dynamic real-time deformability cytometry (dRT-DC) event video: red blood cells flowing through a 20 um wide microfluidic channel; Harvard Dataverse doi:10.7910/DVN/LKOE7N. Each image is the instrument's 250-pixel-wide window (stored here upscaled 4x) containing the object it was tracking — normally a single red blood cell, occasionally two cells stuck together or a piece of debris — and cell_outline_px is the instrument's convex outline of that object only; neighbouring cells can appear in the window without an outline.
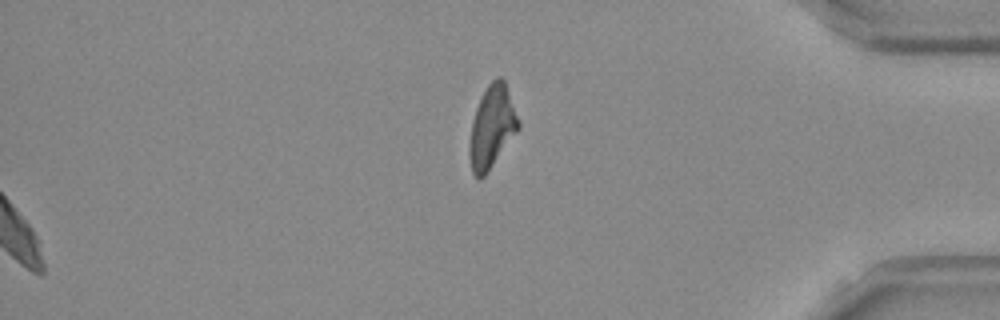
{"species": "Egyptian fruit bat (a non-hibernating species)", "species_latin": "Rousettus aegyptiacus", "temperature_condition": "room temperature", "stored_images_in_passage": 53, "segment_of_instrument_passage": [2, 2], "camera_frame_rate_fps": 3000, "um_per_image_px": 0.085, "frame": {"image": 1, "passage_image": 53, "time_ms": 17.333, "image_size_px": [1000, 320], "cell_outline_px": [[520, 128], [484, 176], [480, 180], [472, 172], [468, 156], [468, 148], [472, 120], [480, 96], [488, 84], [496, 76], [500, 76], [504, 80], [520, 124]], "centroid_in_image_um": [41.78, 10.79], "position_along_channel_um": 393.4, "area_um2": 23.41}}